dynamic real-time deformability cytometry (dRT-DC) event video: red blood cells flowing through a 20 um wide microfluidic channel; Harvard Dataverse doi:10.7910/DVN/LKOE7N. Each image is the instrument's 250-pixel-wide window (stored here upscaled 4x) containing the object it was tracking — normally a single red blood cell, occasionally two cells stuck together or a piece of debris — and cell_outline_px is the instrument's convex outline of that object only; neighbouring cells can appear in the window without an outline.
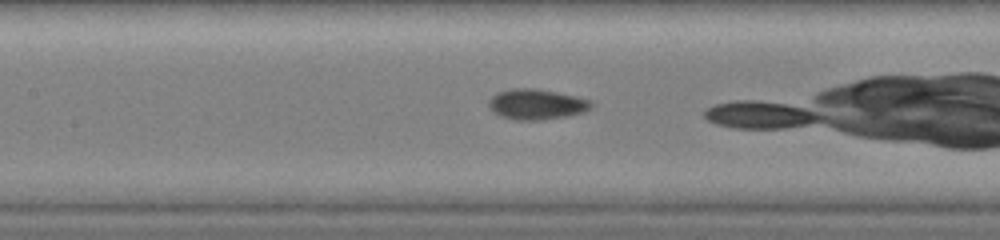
{"species": "common noctule bat (a hibernating species)", "species_latin": "Nyctalus noctula", "temperature_condition": "warm", "stored_images_in_passage": 14, "camera_frame_rate_fps": 3000, "um_per_image_px": 0.085, "animal": {"sex": "female", "body_mass_g": 19.0, "forearm_length_mm": 51.5}, "frame": {"image": 1, "passage_image": 8, "time_ms": 3.333, "image_size_px": [1000, 240], "cell_outline_px": [[596, 104], [592, 108], [584, 112], [564, 116], [540, 120], [516, 120], [500, 116], [492, 112], [488, 104], [488, 100], [496, 92], [512, 88], [536, 88], [576, 96], [592, 100]], "centroid_in_image_um": [45.61, 8.85], "position_along_channel_um": 161.8, "area_um2": 18.44}}